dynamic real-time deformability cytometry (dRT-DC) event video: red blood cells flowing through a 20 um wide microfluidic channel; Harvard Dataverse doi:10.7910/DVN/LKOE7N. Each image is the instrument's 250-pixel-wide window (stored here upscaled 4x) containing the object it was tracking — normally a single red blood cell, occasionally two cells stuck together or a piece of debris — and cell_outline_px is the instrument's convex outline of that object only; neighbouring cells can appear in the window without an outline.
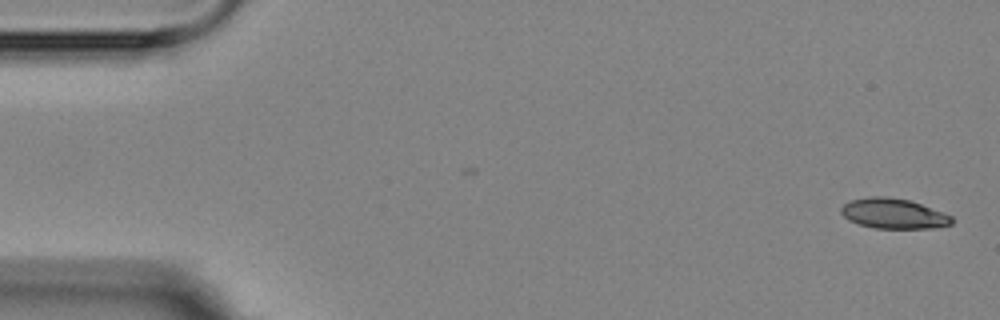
{"species": "Egyptian fruit bat (a non-hibernating species)", "species_latin": "Rousettus aegyptiacus", "temperature_condition": "room temperature", "stored_images_in_passage": 2, "camera_frame_rate_fps": 3000, "um_per_image_px": 0.085, "animal": {"sex": "female"}, "frame": {"image": 1, "passage_image": 2, "time_ms": 1.0, "image_size_px": [1000, 320], "cell_outline_px": [[952, 224], [928, 228], [876, 228], [860, 224], [848, 220], [840, 212], [840, 208], [844, 204], [852, 200], [872, 196], [884, 196], [908, 200], [920, 204], [952, 216]], "centroid_in_image_um": [75.91, 18.15], "position_along_channel_um": 9.1, "area_um2": 19.07}}